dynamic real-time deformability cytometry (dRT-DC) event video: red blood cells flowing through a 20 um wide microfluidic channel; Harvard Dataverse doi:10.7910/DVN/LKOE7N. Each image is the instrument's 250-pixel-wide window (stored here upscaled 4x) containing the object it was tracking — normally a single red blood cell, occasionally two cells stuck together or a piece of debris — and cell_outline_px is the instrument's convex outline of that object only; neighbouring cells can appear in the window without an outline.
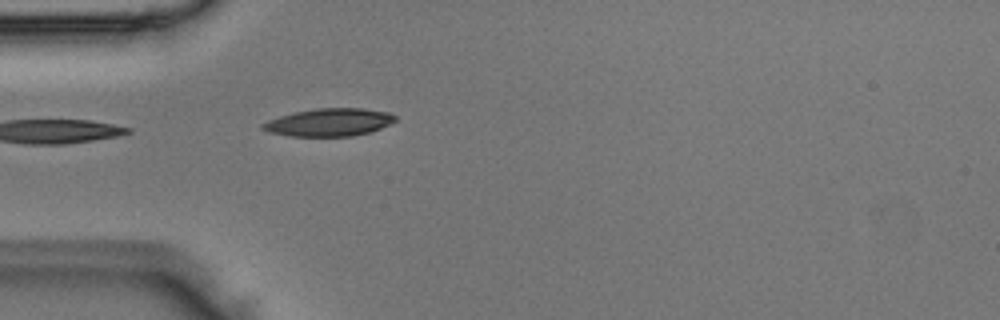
{"species": "Egyptian fruit bat (a non-hibernating species)", "species_latin": "Rousettus aegyptiacus", "temperature_condition": "room temperature", "stored_images_in_passage": 2, "camera_frame_rate_fps": 3000, "um_per_image_px": 0.085, "animal": {"sex": "male"}, "frame": {"image": 1, "passage_image": 2, "time_ms": 0.333, "image_size_px": [1000, 320], "cell_outline_px": [[396, 120], [380, 128], [368, 132], [352, 136], [292, 136], [268, 132], [260, 128], [260, 124], [268, 120], [280, 116], [296, 112], [316, 108], [364, 108], [388, 112], [396, 116]], "centroid_in_image_um": [27.95, 10.39], "position_along_channel_um": 57.0, "area_um2": 21.33}}